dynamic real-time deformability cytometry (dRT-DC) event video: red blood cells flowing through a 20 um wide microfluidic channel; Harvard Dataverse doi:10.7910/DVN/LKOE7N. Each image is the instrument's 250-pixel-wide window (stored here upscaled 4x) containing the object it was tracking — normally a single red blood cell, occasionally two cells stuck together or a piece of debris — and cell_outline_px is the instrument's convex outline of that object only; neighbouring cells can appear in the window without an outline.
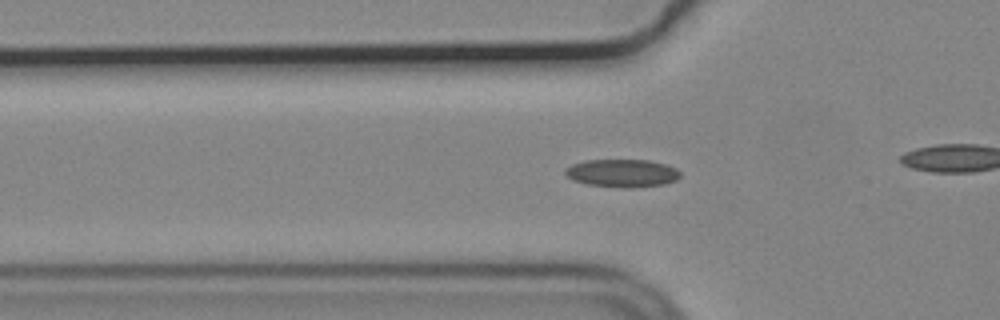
{"species": "common noctule bat (a hibernating species)", "species_latin": "Nyctalus noctula", "temperature_condition": "cold", "stored_images_in_passage": 39, "camera_frame_rate_fps": 3000, "um_per_image_px": 0.085, "animal": {"sex": "male", "body_mass_g": 19.2, "forearm_length_mm": 51.8}, "frame": {"image": 1, "passage_image": 13, "time_ms": 4.0, "image_size_px": [1000, 320], "cell_outline_px": [[680, 176], [676, 180], [664, 184], [632, 188], [624, 188], [588, 184], [572, 180], [564, 172], [564, 168], [572, 164], [584, 160], [648, 160], [664, 164], [676, 168], [680, 172]], "centroid_in_image_um": [52.87, 14.72], "position_along_channel_um": 72.9, "area_um2": 18.73}}
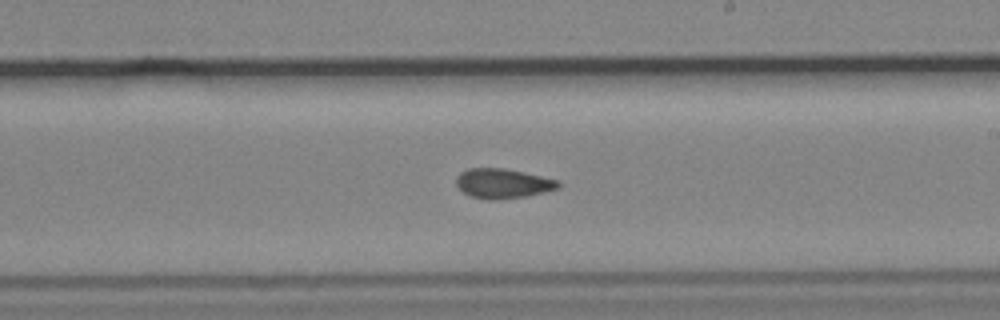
{"frame": {"image": 2, "passage_image": 27, "time_ms": 8.667, "image_size_px": [1000, 320], "cell_outline_px": [[560, 188], [544, 192], [524, 196], [492, 200], [472, 196], [464, 192], [456, 184], [456, 176], [460, 172], [468, 168], [504, 168], [524, 172], [560, 180]], "centroid_in_image_um": [42.76, 15.57], "position_along_channel_um": 246.2, "area_um2": 17.57}}
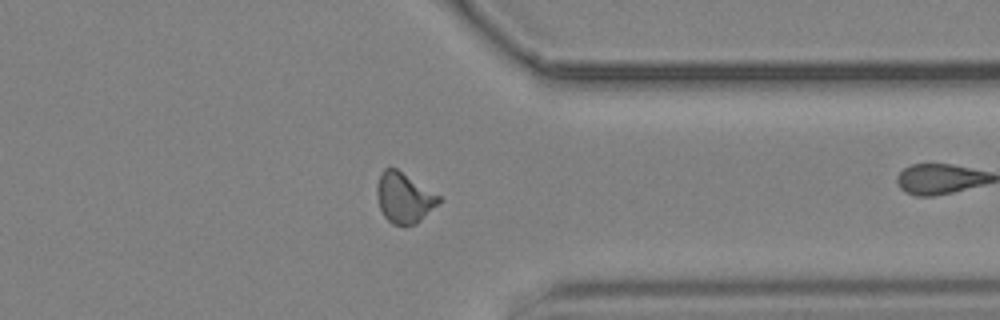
{"frame": {"image": 3, "passage_image": 38, "time_ms": 12.333, "image_size_px": [1000, 320], "cell_outline_px": [[440, 200], [416, 224], [404, 228], [392, 224], [384, 216], [380, 208], [376, 196], [376, 188], [380, 176], [384, 168], [396, 168], [440, 196]], "centroid_in_image_um": [34.3, 16.84], "position_along_channel_um": 377.1, "area_um2": 17.98}}